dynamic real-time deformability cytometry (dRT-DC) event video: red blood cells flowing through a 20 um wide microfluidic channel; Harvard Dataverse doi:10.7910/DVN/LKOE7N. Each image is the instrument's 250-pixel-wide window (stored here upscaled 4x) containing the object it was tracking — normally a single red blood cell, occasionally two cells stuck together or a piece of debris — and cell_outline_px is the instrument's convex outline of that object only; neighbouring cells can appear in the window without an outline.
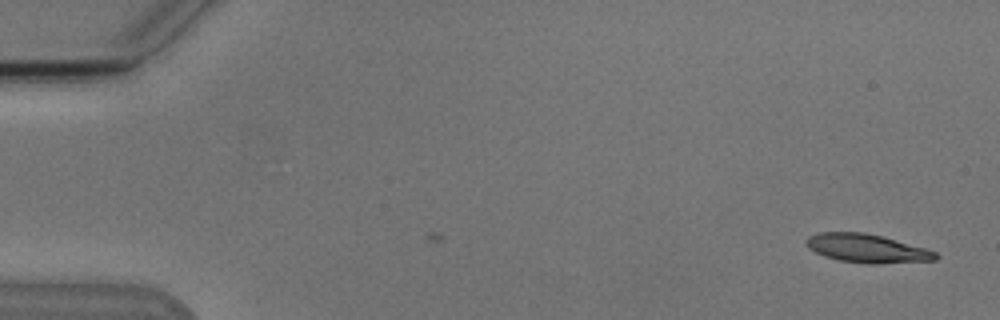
{"species": "Egyptian fruit bat (a non-hibernating species)", "species_latin": "Rousettus aegyptiacus", "temperature_condition": "cold", "stored_images_in_passage": 2, "camera_frame_rate_fps": 3000, "um_per_image_px": 0.085, "animal": {"sex": "male"}, "frame": {"image": 1, "passage_image": 2, "time_ms": 2.0, "image_size_px": [1000, 320], "cell_outline_px": [[940, 256], [936, 260], [876, 264], [864, 264], [840, 260], [824, 256], [808, 248], [804, 244], [804, 240], [808, 236], [816, 232], [864, 232], [884, 236], [924, 248], [936, 252]], "centroid_in_image_um": [73.65, 21.1], "position_along_channel_um": 11.3, "area_um2": 21.79}}